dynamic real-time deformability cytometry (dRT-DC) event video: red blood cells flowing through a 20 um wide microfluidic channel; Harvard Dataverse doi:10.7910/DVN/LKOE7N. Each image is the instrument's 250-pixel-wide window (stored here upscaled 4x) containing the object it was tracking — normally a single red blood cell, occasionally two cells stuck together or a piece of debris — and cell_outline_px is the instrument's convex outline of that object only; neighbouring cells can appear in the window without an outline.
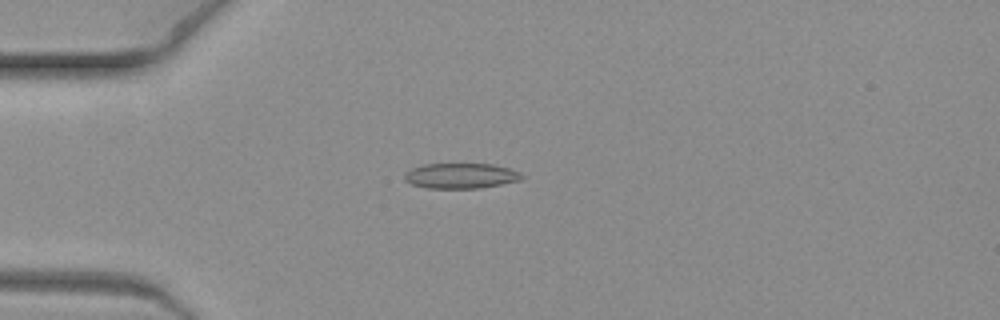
{"species": "common noctule bat (a hibernating species)", "species_latin": "Nyctalus noctula", "temperature_condition": "warm", "stored_images_in_passage": 8, "camera_frame_rate_fps": 3000, "um_per_image_px": 0.085, "animal": {"sex": "female", "body_mass_g": 19.3, "forearm_length_mm": 54.1}, "frame": {"image": 1, "passage_image": 6, "time_ms": 1.667, "image_size_px": [1000, 320], "cell_outline_px": [[524, 176], [520, 180], [480, 188], [428, 188], [412, 184], [404, 180], [404, 172], [412, 168], [424, 164], [492, 164], [508, 168], [520, 172]], "centroid_in_image_um": [39.14, 14.94], "position_along_channel_um": 45.9, "area_um2": 17.22}}